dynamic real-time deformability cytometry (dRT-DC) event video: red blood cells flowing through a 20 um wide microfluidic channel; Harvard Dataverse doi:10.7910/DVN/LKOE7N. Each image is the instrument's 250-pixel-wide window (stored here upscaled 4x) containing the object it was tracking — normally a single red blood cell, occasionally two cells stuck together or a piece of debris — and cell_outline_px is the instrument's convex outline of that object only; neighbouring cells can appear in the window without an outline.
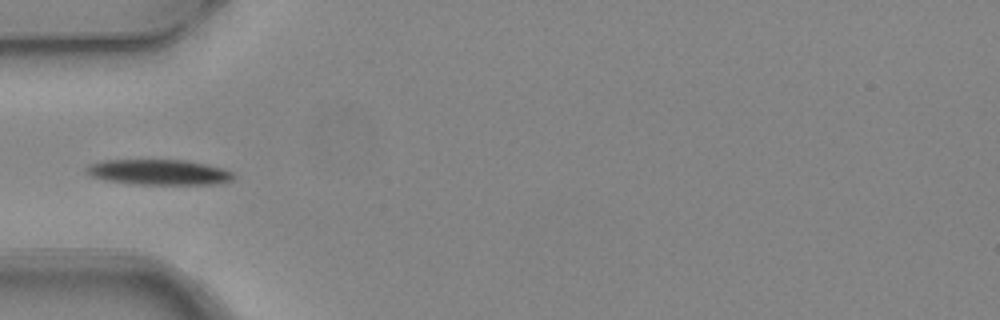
{"species": "common noctule bat (a hibernating species)", "species_latin": "Nyctalus noctula", "temperature_condition": "warm", "stored_images_in_passage": 5, "camera_frame_rate_fps": 3000, "um_per_image_px": 0.085, "animal": {"sex": "female", "body_mass_g": 24.6, "forearm_length_mm": 56.2}, "frame": {"image": 1, "passage_image": 4, "time_ms": 1.0, "image_size_px": [1000, 320], "cell_outline_px": [[236, 176], [232, 180], [224, 184], [132, 184], [104, 180], [92, 176], [84, 172], [84, 168], [88, 164], [104, 160], [184, 160], [208, 164], [224, 168], [232, 172]], "centroid_in_image_um": [13.52, 14.64], "position_along_channel_um": 71.5, "area_um2": 22.14}}
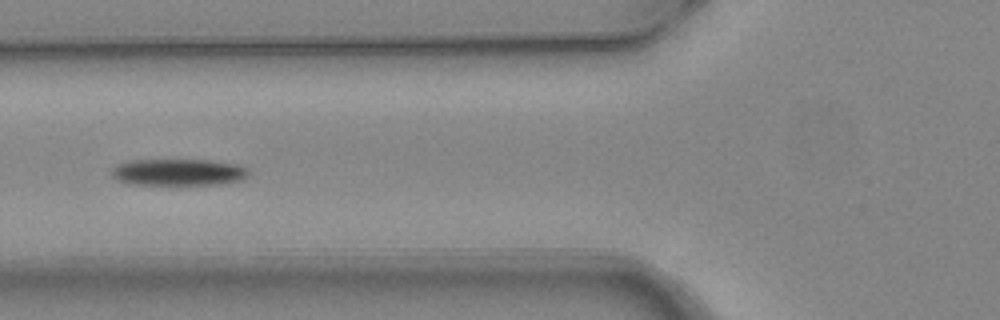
{"frame": {"image": 2, "passage_image": 5, "time_ms": 1.333, "image_size_px": [1000, 320], "cell_outline_px": [[248, 176], [244, 180], [220, 184], [132, 184], [116, 180], [112, 176], [112, 168], [128, 160], [212, 160], [236, 164], [248, 168]], "centroid_in_image_um": [15.2, 14.63], "position_along_channel_um": 110.6, "area_um2": 21.33}}